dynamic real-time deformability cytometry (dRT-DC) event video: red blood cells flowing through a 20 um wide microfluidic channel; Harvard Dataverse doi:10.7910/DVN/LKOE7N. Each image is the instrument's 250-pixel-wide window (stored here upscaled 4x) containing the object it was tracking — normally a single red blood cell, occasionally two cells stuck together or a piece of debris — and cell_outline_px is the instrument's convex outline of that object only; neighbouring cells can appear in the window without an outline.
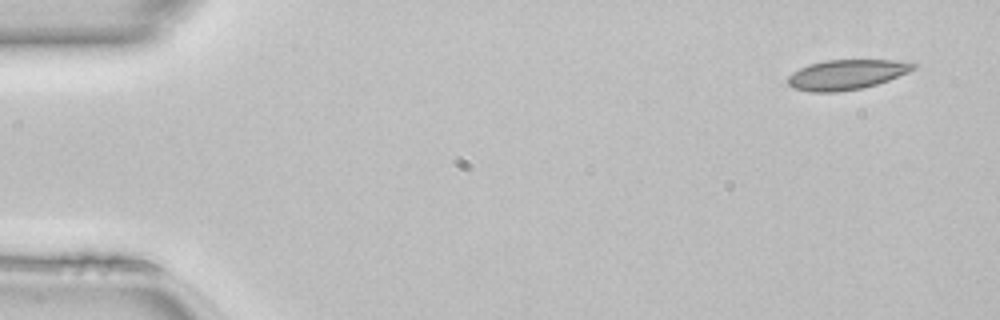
{"species": "common noctule bat (a hibernating species)", "species_latin": "Nyctalus noctula", "temperature_condition": "room temperature", "stored_images_in_passage": 47, "camera_frame_rate_fps": 3000, "um_per_image_px": 0.085, "animal": {"sex": "female", "body_mass_g": 22.7, "forearm_length_mm": 54.2}, "frame": {"image": 1, "passage_image": 1, "time_ms": 0.0, "image_size_px": [1000, 320], "cell_outline_px": [[920, 64], [916, 68], [908, 72], [888, 80], [864, 88], [836, 92], [812, 92], [792, 88], [788, 84], [788, 76], [792, 72], [808, 64], [824, 60], [896, 60]], "centroid_in_image_um": [71.95, 6.34], "position_along_channel_um": 13.0, "area_um2": 22.02}}
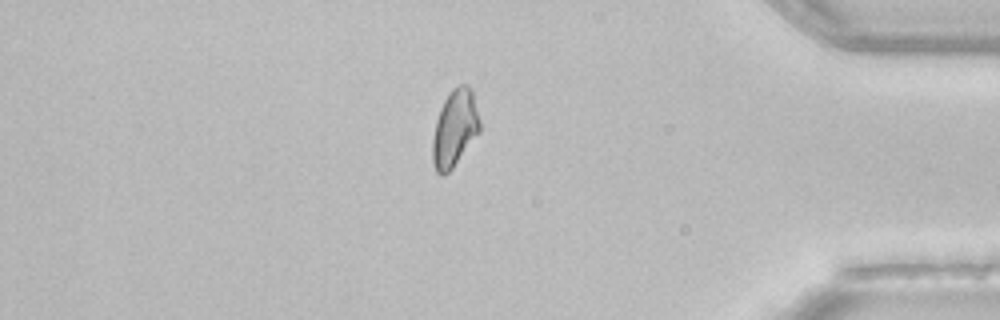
{"frame": {"image": 2, "passage_image": 40, "time_ms": 13.0, "image_size_px": [1000, 320], "cell_outline_px": [[480, 132], [452, 168], [444, 176], [440, 176], [436, 172], [432, 160], [432, 140], [436, 120], [440, 108], [448, 92], [456, 84], [468, 84], [472, 92], [480, 120]], "centroid_in_image_um": [38.64, 10.9], "position_along_channel_um": 396.6, "area_um2": 21.33}}
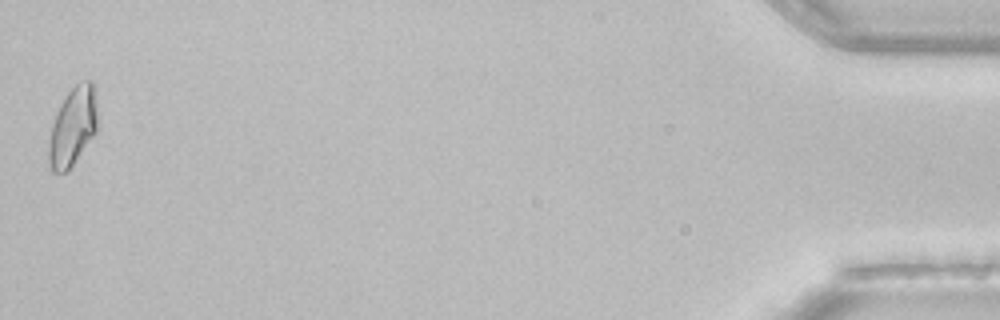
{"frame": {"image": 3, "passage_image": 47, "time_ms": 15.333, "image_size_px": [1000, 320], "cell_outline_px": [[100, 124], [96, 132], [68, 172], [52, 172], [48, 160], [48, 148], [52, 124], [56, 112], [64, 96], [80, 80], [92, 80], [96, 88]], "centroid_in_image_um": [6.24, 10.71], "position_along_channel_um": 429.0, "area_um2": 23.18}, "authors_computed_cell_mechanics": {"area_um2": 21.386, "velocity_mm_per_s": 4.1486, "shape_relaxation_time_tau1_ms": null, "shape_relaxation_time_tau2_ms": 2.8991, "deformation_change_tau1": null, "deformation_change_tau2": 0.0724}}